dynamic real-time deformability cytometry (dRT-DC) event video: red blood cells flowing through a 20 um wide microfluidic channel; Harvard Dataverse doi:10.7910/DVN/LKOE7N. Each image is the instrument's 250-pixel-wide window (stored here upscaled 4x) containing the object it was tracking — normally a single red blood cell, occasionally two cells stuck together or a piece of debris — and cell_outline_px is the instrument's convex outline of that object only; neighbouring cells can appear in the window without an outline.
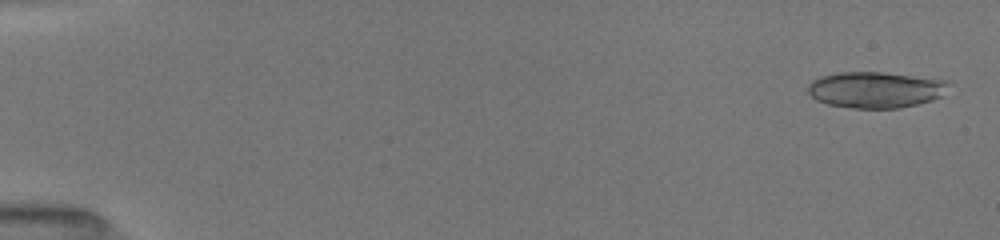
{"species": "common noctule bat (a hibernating species)", "species_latin": "Nyctalus noctula", "temperature_condition": "room temperature", "stored_images_in_passage": 33, "camera_frame_rate_fps": 3000, "um_per_image_px": 0.085, "animal": {"sex": "female", "body_mass_g": 19.5, "forearm_length_mm": 54.1}, "frame": {"image": 1, "passage_image": 3, "time_ms": 0.333, "image_size_px": [1000, 240], "cell_outline_px": [[948, 84], [944, 96], [932, 100], [900, 108], [852, 108], [828, 104], [816, 100], [808, 92], [808, 84], [812, 80], [820, 76], [840, 72], [880, 72], [948, 80]], "centroid_in_image_um": [74.42, 7.63], "position_along_channel_um": 10.6, "area_um2": 29.65}}
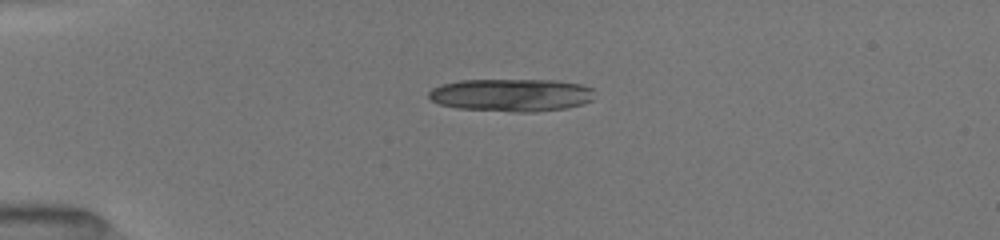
{"frame": {"image": 2, "passage_image": 17, "time_ms": 4.0, "image_size_px": [1000, 240], "cell_outline_px": [[592, 100], [584, 104], [568, 108], [536, 112], [512, 112], [456, 108], [440, 104], [432, 100], [428, 96], [428, 92], [432, 88], [440, 84], [460, 80], [552, 80], [580, 84], [592, 88]], "centroid_in_image_um": [43.45, 8.08], "position_along_channel_um": 41.6, "area_um2": 31.85}}